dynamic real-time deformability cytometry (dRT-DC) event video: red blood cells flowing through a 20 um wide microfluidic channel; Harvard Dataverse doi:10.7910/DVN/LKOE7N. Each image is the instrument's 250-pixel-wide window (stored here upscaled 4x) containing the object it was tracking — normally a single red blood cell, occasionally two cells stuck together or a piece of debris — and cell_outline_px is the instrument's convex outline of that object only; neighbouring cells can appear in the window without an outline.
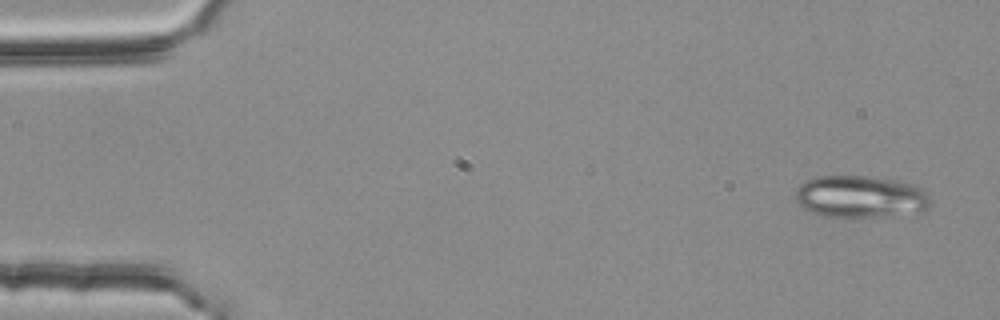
{"species": "common noctule bat (a hibernating species)", "species_latin": "Nyctalus noctula", "temperature_condition": "room temperature", "stored_images_in_passage": 5, "camera_frame_rate_fps": 3000, "um_per_image_px": 0.085, "animal": {"sex": "female", "body_mass_g": 25.1}, "frame": {"image": 1, "passage_image": 1, "time_ms": 0.0, "image_size_px": [1000, 320], "cell_outline_px": [[928, 208], [920, 212], [884, 216], [824, 216], [812, 212], [804, 208], [796, 200], [796, 188], [804, 180], [816, 176], [864, 176], [896, 180], [912, 184], [920, 188], [928, 196]], "centroid_in_image_um": [73.1, 16.7], "position_along_channel_um": 11.9, "area_um2": 32.77}}